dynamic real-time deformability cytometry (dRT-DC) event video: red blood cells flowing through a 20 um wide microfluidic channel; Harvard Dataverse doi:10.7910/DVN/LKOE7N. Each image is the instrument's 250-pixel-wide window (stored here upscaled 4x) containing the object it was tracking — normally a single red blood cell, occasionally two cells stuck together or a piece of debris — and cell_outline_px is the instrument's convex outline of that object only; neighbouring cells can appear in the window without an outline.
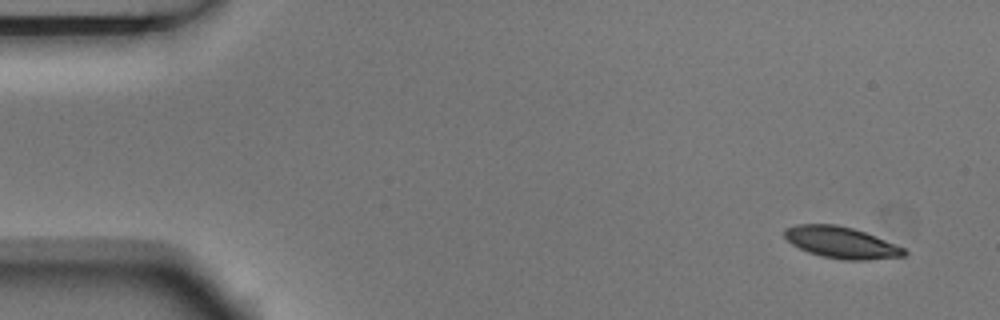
{"species": "Egyptian fruit bat (a non-hibernating species)", "species_latin": "Rousettus aegyptiacus", "temperature_condition": "room temperature", "stored_images_in_passage": 5, "camera_frame_rate_fps": 3000, "um_per_image_px": 0.085, "animal": {"sex": "male"}, "frame": {"image": 1, "passage_image": 1, "time_ms": 0.0, "image_size_px": [1000, 320], "cell_outline_px": [[908, 252], [904, 256], [868, 260], [844, 260], [820, 256], [808, 252], [792, 244], [784, 236], [784, 228], [796, 224], [836, 224], [852, 228], [864, 232], [904, 248]], "centroid_in_image_um": [71.48, 20.61], "position_along_channel_um": 13.5, "area_um2": 21.85}}